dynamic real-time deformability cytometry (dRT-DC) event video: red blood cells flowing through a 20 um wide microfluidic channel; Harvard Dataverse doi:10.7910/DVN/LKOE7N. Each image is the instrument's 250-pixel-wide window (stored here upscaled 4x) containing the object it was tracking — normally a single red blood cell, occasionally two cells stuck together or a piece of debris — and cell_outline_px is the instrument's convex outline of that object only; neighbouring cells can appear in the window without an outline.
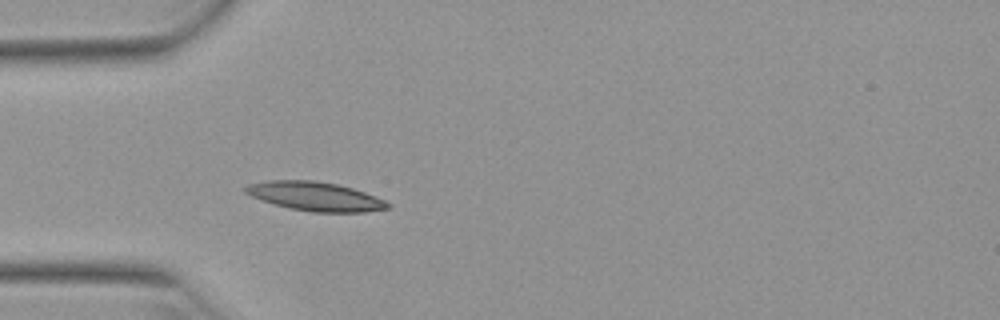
{"species": "Egyptian fruit bat (a non-hibernating species)", "species_latin": "Rousettus aegyptiacus", "temperature_condition": "warm", "stored_images_in_passage": 11, "camera_frame_rate_fps": 3000, "um_per_image_px": 0.085, "animal": {"sex": "female"}, "frame": {"image": 1, "passage_image": 4, "time_ms": 1.0, "image_size_px": [1000, 320], "cell_outline_px": [[392, 204], [388, 208], [364, 212], [312, 212], [288, 208], [252, 196], [244, 192], [244, 188], [248, 184], [272, 180], [312, 180], [336, 184], [352, 188], [364, 192], [384, 200]], "centroid_in_image_um": [26.8, 16.69], "position_along_channel_um": 58.2, "area_um2": 23.7}}
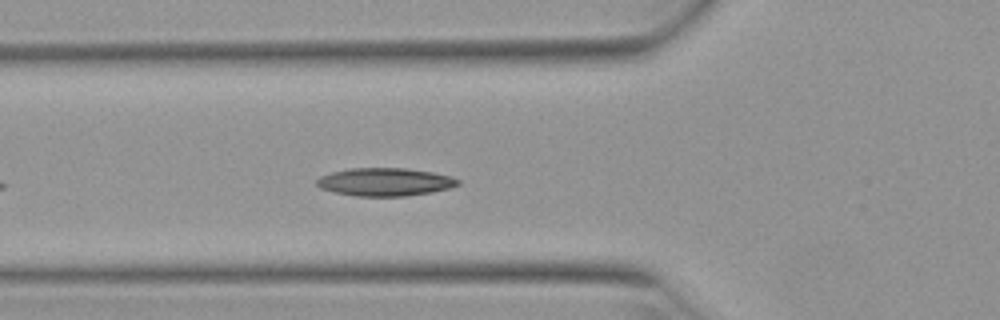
{"frame": {"image": 2, "passage_image": 7, "time_ms": 2.0, "image_size_px": [1000, 320], "cell_outline_px": [[460, 184], [448, 188], [432, 192], [404, 196], [356, 196], [336, 192], [320, 188], [316, 184], [316, 180], [320, 176], [332, 172], [348, 168], [404, 168], [432, 172], [448, 176], [460, 180]], "centroid_in_image_um": [32.7, 15.46], "position_along_channel_um": 93.1, "area_um2": 22.89}}